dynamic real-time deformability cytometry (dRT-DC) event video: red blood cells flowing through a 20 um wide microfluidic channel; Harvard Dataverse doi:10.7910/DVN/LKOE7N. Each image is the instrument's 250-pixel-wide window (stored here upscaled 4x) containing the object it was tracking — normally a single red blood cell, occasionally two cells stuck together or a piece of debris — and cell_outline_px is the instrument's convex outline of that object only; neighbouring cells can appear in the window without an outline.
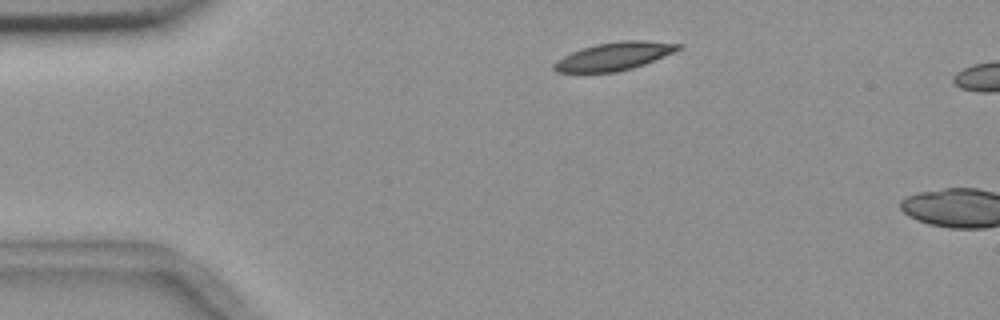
{"species": "common noctule bat (a hibernating species)", "species_latin": "Nyctalus noctula", "temperature_condition": "room temperature", "stored_images_in_passage": 2, "camera_frame_rate_fps": 3000, "um_per_image_px": 0.085, "animal": {"sex": "female", "body_mass_g": 18.4}, "frame": {"image": 1, "passage_image": 1, "time_ms": 0.0, "image_size_px": [1000, 320], "cell_outline_px": [[684, 44], [680, 48], [672, 52], [644, 64], [632, 68], [616, 72], [556, 72], [552, 68], [552, 64], [556, 60], [580, 48], [596, 44], [620, 40], [644, 40]], "centroid_in_image_um": [52.16, 4.77], "position_along_channel_um": 32.8, "area_um2": 20.17}}